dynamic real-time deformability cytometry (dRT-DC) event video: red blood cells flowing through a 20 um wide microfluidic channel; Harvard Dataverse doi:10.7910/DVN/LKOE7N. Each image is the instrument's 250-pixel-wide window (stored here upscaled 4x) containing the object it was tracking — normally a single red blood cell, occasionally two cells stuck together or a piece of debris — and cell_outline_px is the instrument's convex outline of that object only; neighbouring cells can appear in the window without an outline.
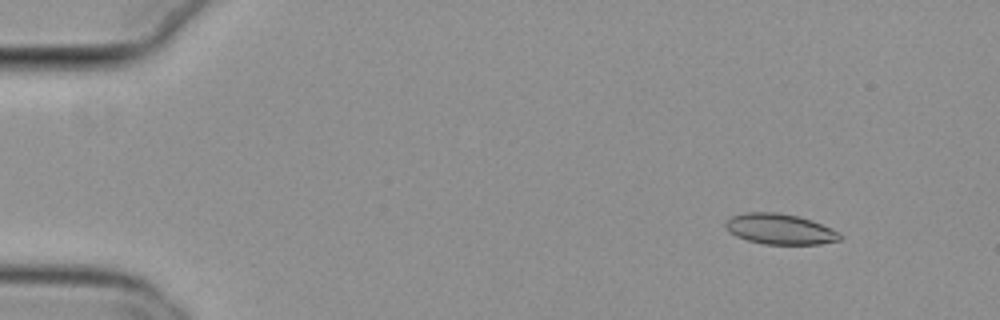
{"species": "common noctule bat (a hibernating species)", "species_latin": "Nyctalus noctula", "temperature_condition": "cold", "stored_images_in_passage": 51, "camera_frame_rate_fps": 3000, "um_per_image_px": 0.085, "animal": {"sex": "female", "body_mass_g": 29.2, "forearm_length_mm": 56.3}, "frame": {"image": 1, "passage_image": 2, "time_ms": 0.333, "image_size_px": [1000, 320], "cell_outline_px": [[844, 236], [840, 240], [820, 244], [764, 244], [748, 240], [736, 236], [728, 232], [724, 224], [732, 216], [744, 212], [776, 212], [796, 216], [812, 220], [832, 228], [840, 232]], "centroid_in_image_um": [66.31, 19.47], "position_along_channel_um": 18.7, "area_um2": 20.46}}
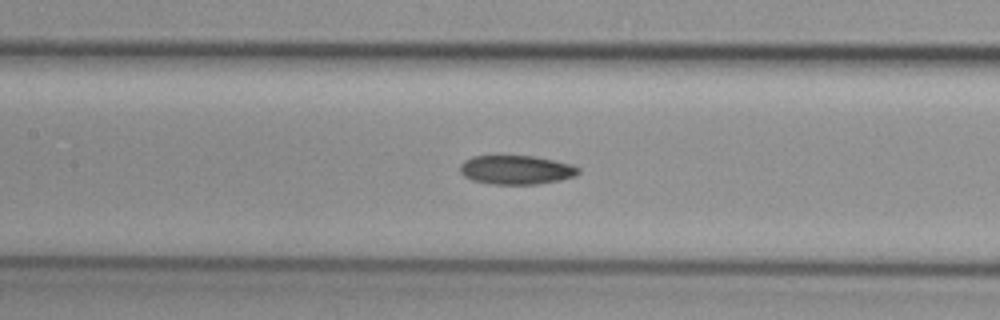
{"frame": {"image": 2, "passage_image": 22, "time_ms": 7.0, "image_size_px": [1000, 320], "cell_outline_px": [[580, 172], [576, 176], [560, 180], [536, 184], [492, 184], [472, 180], [464, 176], [460, 172], [460, 164], [464, 160], [472, 156], [536, 156], [556, 160], [572, 164], [580, 168]], "centroid_in_image_um": [43.9, 14.43], "position_along_channel_um": 163.5, "area_um2": 20.17}}
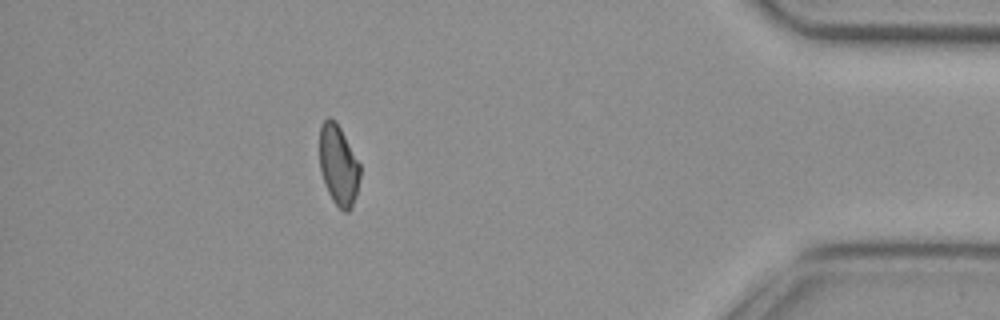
{"frame": {"image": 3, "passage_image": 45, "time_ms": 14.667, "image_size_px": [1000, 320], "cell_outline_px": [[360, 176], [356, 196], [352, 208], [348, 212], [344, 212], [332, 200], [324, 184], [320, 172], [320, 124], [328, 116], [336, 120], [360, 164]], "centroid_in_image_um": [28.76, 14.04], "position_along_channel_um": 406.4, "area_um2": 19.13}}